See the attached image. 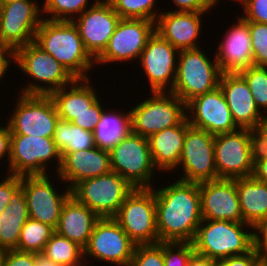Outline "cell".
<instances>
[{"instance_id":"obj_1","label":"cell","mask_w":267,"mask_h":266,"mask_svg":"<svg viewBox=\"0 0 267 266\" xmlns=\"http://www.w3.org/2000/svg\"><path fill=\"white\" fill-rule=\"evenodd\" d=\"M152 187L159 242H192L202 222L199 183L175 180Z\"/></svg>"},{"instance_id":"obj_2","label":"cell","mask_w":267,"mask_h":266,"mask_svg":"<svg viewBox=\"0 0 267 266\" xmlns=\"http://www.w3.org/2000/svg\"><path fill=\"white\" fill-rule=\"evenodd\" d=\"M34 43L52 55L75 79L91 78L90 73L96 67L95 60L85 50L72 21L43 18L35 33Z\"/></svg>"},{"instance_id":"obj_3","label":"cell","mask_w":267,"mask_h":266,"mask_svg":"<svg viewBox=\"0 0 267 266\" xmlns=\"http://www.w3.org/2000/svg\"><path fill=\"white\" fill-rule=\"evenodd\" d=\"M191 243L196 253L219 261L249 252L253 227L244 222L202 219Z\"/></svg>"},{"instance_id":"obj_4","label":"cell","mask_w":267,"mask_h":266,"mask_svg":"<svg viewBox=\"0 0 267 266\" xmlns=\"http://www.w3.org/2000/svg\"><path fill=\"white\" fill-rule=\"evenodd\" d=\"M14 65L28 76V83L19 89L22 94L50 95L75 80L63 65L34 42L14 52Z\"/></svg>"},{"instance_id":"obj_5","label":"cell","mask_w":267,"mask_h":266,"mask_svg":"<svg viewBox=\"0 0 267 266\" xmlns=\"http://www.w3.org/2000/svg\"><path fill=\"white\" fill-rule=\"evenodd\" d=\"M202 46L179 51L177 71L171 93L184 103L219 87L221 70L215 56L211 59Z\"/></svg>"},{"instance_id":"obj_6","label":"cell","mask_w":267,"mask_h":266,"mask_svg":"<svg viewBox=\"0 0 267 266\" xmlns=\"http://www.w3.org/2000/svg\"><path fill=\"white\" fill-rule=\"evenodd\" d=\"M109 154L111 170L118 173L131 186H155L154 180L159 171L154 165L148 138L130 131L109 150Z\"/></svg>"},{"instance_id":"obj_7","label":"cell","mask_w":267,"mask_h":266,"mask_svg":"<svg viewBox=\"0 0 267 266\" xmlns=\"http://www.w3.org/2000/svg\"><path fill=\"white\" fill-rule=\"evenodd\" d=\"M151 94V95H150ZM150 97L130 108L131 131L149 138L152 134L181 124L187 104L171 92H150Z\"/></svg>"},{"instance_id":"obj_8","label":"cell","mask_w":267,"mask_h":266,"mask_svg":"<svg viewBox=\"0 0 267 266\" xmlns=\"http://www.w3.org/2000/svg\"><path fill=\"white\" fill-rule=\"evenodd\" d=\"M53 162L57 163L50 165ZM60 166L61 155L53 137L11 134L10 160L5 173L21 177L49 175L50 168L55 167L56 174Z\"/></svg>"},{"instance_id":"obj_9","label":"cell","mask_w":267,"mask_h":266,"mask_svg":"<svg viewBox=\"0 0 267 266\" xmlns=\"http://www.w3.org/2000/svg\"><path fill=\"white\" fill-rule=\"evenodd\" d=\"M113 218L136 245L159 243L152 188H134Z\"/></svg>"},{"instance_id":"obj_10","label":"cell","mask_w":267,"mask_h":266,"mask_svg":"<svg viewBox=\"0 0 267 266\" xmlns=\"http://www.w3.org/2000/svg\"><path fill=\"white\" fill-rule=\"evenodd\" d=\"M133 190V186L111 170L101 176L80 181L71 189V195L99 218H107L117 214Z\"/></svg>"},{"instance_id":"obj_11","label":"cell","mask_w":267,"mask_h":266,"mask_svg":"<svg viewBox=\"0 0 267 266\" xmlns=\"http://www.w3.org/2000/svg\"><path fill=\"white\" fill-rule=\"evenodd\" d=\"M135 247L136 244L113 217L99 218L84 248V262L86 266H92L95 259L110 266H129Z\"/></svg>"},{"instance_id":"obj_12","label":"cell","mask_w":267,"mask_h":266,"mask_svg":"<svg viewBox=\"0 0 267 266\" xmlns=\"http://www.w3.org/2000/svg\"><path fill=\"white\" fill-rule=\"evenodd\" d=\"M8 124L11 134L53 137L59 119L50 95L18 93Z\"/></svg>"},{"instance_id":"obj_13","label":"cell","mask_w":267,"mask_h":266,"mask_svg":"<svg viewBox=\"0 0 267 266\" xmlns=\"http://www.w3.org/2000/svg\"><path fill=\"white\" fill-rule=\"evenodd\" d=\"M39 4L37 0H19L0 5V45L15 52L34 42L43 19Z\"/></svg>"},{"instance_id":"obj_14","label":"cell","mask_w":267,"mask_h":266,"mask_svg":"<svg viewBox=\"0 0 267 266\" xmlns=\"http://www.w3.org/2000/svg\"><path fill=\"white\" fill-rule=\"evenodd\" d=\"M155 32V22L145 19L121 18L107 48L95 60L96 66L131 63L138 60L148 39ZM129 61V62H128ZM117 62V63H116ZM115 63V64H114Z\"/></svg>"},{"instance_id":"obj_15","label":"cell","mask_w":267,"mask_h":266,"mask_svg":"<svg viewBox=\"0 0 267 266\" xmlns=\"http://www.w3.org/2000/svg\"><path fill=\"white\" fill-rule=\"evenodd\" d=\"M215 136L190 126L186 131L183 151L175 170L179 180L201 183L218 179L214 157ZM180 177V178H179Z\"/></svg>"},{"instance_id":"obj_16","label":"cell","mask_w":267,"mask_h":266,"mask_svg":"<svg viewBox=\"0 0 267 266\" xmlns=\"http://www.w3.org/2000/svg\"><path fill=\"white\" fill-rule=\"evenodd\" d=\"M51 174L53 173L22 176L21 187L27 200L29 218L48 224L55 229L62 207L71 196V189L63 186L62 191L58 192L59 188L55 187L54 180H52L54 177Z\"/></svg>"},{"instance_id":"obj_17","label":"cell","mask_w":267,"mask_h":266,"mask_svg":"<svg viewBox=\"0 0 267 266\" xmlns=\"http://www.w3.org/2000/svg\"><path fill=\"white\" fill-rule=\"evenodd\" d=\"M179 51L156 31L148 39L139 58V65L150 85L149 92H171L177 71Z\"/></svg>"},{"instance_id":"obj_18","label":"cell","mask_w":267,"mask_h":266,"mask_svg":"<svg viewBox=\"0 0 267 266\" xmlns=\"http://www.w3.org/2000/svg\"><path fill=\"white\" fill-rule=\"evenodd\" d=\"M214 157L218 179L252 177L249 129L216 135Z\"/></svg>"},{"instance_id":"obj_19","label":"cell","mask_w":267,"mask_h":266,"mask_svg":"<svg viewBox=\"0 0 267 266\" xmlns=\"http://www.w3.org/2000/svg\"><path fill=\"white\" fill-rule=\"evenodd\" d=\"M121 17L108 0H98L72 20L85 50L96 60L107 48Z\"/></svg>"},{"instance_id":"obj_20","label":"cell","mask_w":267,"mask_h":266,"mask_svg":"<svg viewBox=\"0 0 267 266\" xmlns=\"http://www.w3.org/2000/svg\"><path fill=\"white\" fill-rule=\"evenodd\" d=\"M190 126L216 136L239 129L220 87L198 95L187 103Z\"/></svg>"},{"instance_id":"obj_21","label":"cell","mask_w":267,"mask_h":266,"mask_svg":"<svg viewBox=\"0 0 267 266\" xmlns=\"http://www.w3.org/2000/svg\"><path fill=\"white\" fill-rule=\"evenodd\" d=\"M202 219L244 222L236 179H216L199 183Z\"/></svg>"},{"instance_id":"obj_22","label":"cell","mask_w":267,"mask_h":266,"mask_svg":"<svg viewBox=\"0 0 267 266\" xmlns=\"http://www.w3.org/2000/svg\"><path fill=\"white\" fill-rule=\"evenodd\" d=\"M235 18L213 53L222 74L240 73L254 65L249 21L239 15Z\"/></svg>"},{"instance_id":"obj_23","label":"cell","mask_w":267,"mask_h":266,"mask_svg":"<svg viewBox=\"0 0 267 266\" xmlns=\"http://www.w3.org/2000/svg\"><path fill=\"white\" fill-rule=\"evenodd\" d=\"M208 12L163 11L155 22V31L178 51L199 48L205 17Z\"/></svg>"},{"instance_id":"obj_24","label":"cell","mask_w":267,"mask_h":266,"mask_svg":"<svg viewBox=\"0 0 267 266\" xmlns=\"http://www.w3.org/2000/svg\"><path fill=\"white\" fill-rule=\"evenodd\" d=\"M111 171L109 150L97 146L75 152H67L61 157V166L56 172V180L72 189L77 183ZM66 184V185H65ZM68 184V185H67Z\"/></svg>"},{"instance_id":"obj_25","label":"cell","mask_w":267,"mask_h":266,"mask_svg":"<svg viewBox=\"0 0 267 266\" xmlns=\"http://www.w3.org/2000/svg\"><path fill=\"white\" fill-rule=\"evenodd\" d=\"M219 87L239 128H257L263 114L257 108L249 85L240 73L221 75Z\"/></svg>"},{"instance_id":"obj_26","label":"cell","mask_w":267,"mask_h":266,"mask_svg":"<svg viewBox=\"0 0 267 266\" xmlns=\"http://www.w3.org/2000/svg\"><path fill=\"white\" fill-rule=\"evenodd\" d=\"M189 127L190 123L186 118L181 124L166 128L148 138L152 159L159 174L174 173L177 169Z\"/></svg>"},{"instance_id":"obj_27","label":"cell","mask_w":267,"mask_h":266,"mask_svg":"<svg viewBox=\"0 0 267 266\" xmlns=\"http://www.w3.org/2000/svg\"><path fill=\"white\" fill-rule=\"evenodd\" d=\"M93 84L90 78L75 79L71 84L50 94L57 108L59 119L72 122L77 116L88 111V108L101 96L97 92L99 90L96 84L95 86Z\"/></svg>"},{"instance_id":"obj_28","label":"cell","mask_w":267,"mask_h":266,"mask_svg":"<svg viewBox=\"0 0 267 266\" xmlns=\"http://www.w3.org/2000/svg\"><path fill=\"white\" fill-rule=\"evenodd\" d=\"M98 219L92 210L71 195L62 207L55 232L84 249Z\"/></svg>"},{"instance_id":"obj_29","label":"cell","mask_w":267,"mask_h":266,"mask_svg":"<svg viewBox=\"0 0 267 266\" xmlns=\"http://www.w3.org/2000/svg\"><path fill=\"white\" fill-rule=\"evenodd\" d=\"M28 218L27 200L20 186L0 215V249L11 250L18 247L21 230Z\"/></svg>"},{"instance_id":"obj_30","label":"cell","mask_w":267,"mask_h":266,"mask_svg":"<svg viewBox=\"0 0 267 266\" xmlns=\"http://www.w3.org/2000/svg\"><path fill=\"white\" fill-rule=\"evenodd\" d=\"M236 189L243 221L254 227L267 217V183L253 177L237 178Z\"/></svg>"},{"instance_id":"obj_31","label":"cell","mask_w":267,"mask_h":266,"mask_svg":"<svg viewBox=\"0 0 267 266\" xmlns=\"http://www.w3.org/2000/svg\"><path fill=\"white\" fill-rule=\"evenodd\" d=\"M114 111L106 108L95 127L94 140L97 147L110 150L131 131L130 110Z\"/></svg>"},{"instance_id":"obj_32","label":"cell","mask_w":267,"mask_h":266,"mask_svg":"<svg viewBox=\"0 0 267 266\" xmlns=\"http://www.w3.org/2000/svg\"><path fill=\"white\" fill-rule=\"evenodd\" d=\"M53 141L61 157L67 152L87 150L96 146L94 132L61 119L55 124Z\"/></svg>"},{"instance_id":"obj_33","label":"cell","mask_w":267,"mask_h":266,"mask_svg":"<svg viewBox=\"0 0 267 266\" xmlns=\"http://www.w3.org/2000/svg\"><path fill=\"white\" fill-rule=\"evenodd\" d=\"M42 253L63 266H86L84 249L56 232L52 234Z\"/></svg>"},{"instance_id":"obj_34","label":"cell","mask_w":267,"mask_h":266,"mask_svg":"<svg viewBox=\"0 0 267 266\" xmlns=\"http://www.w3.org/2000/svg\"><path fill=\"white\" fill-rule=\"evenodd\" d=\"M55 229L48 224L28 218L20 233L17 250L31 253L43 252Z\"/></svg>"},{"instance_id":"obj_35","label":"cell","mask_w":267,"mask_h":266,"mask_svg":"<svg viewBox=\"0 0 267 266\" xmlns=\"http://www.w3.org/2000/svg\"><path fill=\"white\" fill-rule=\"evenodd\" d=\"M42 1H44L42 4L43 5L42 16L44 19L54 20V21H72L73 19L81 15L86 9L93 6L98 0H90V1L89 0H42Z\"/></svg>"},{"instance_id":"obj_36","label":"cell","mask_w":267,"mask_h":266,"mask_svg":"<svg viewBox=\"0 0 267 266\" xmlns=\"http://www.w3.org/2000/svg\"><path fill=\"white\" fill-rule=\"evenodd\" d=\"M121 18L145 19L156 22L162 12L157 10L159 0H108Z\"/></svg>"},{"instance_id":"obj_37","label":"cell","mask_w":267,"mask_h":266,"mask_svg":"<svg viewBox=\"0 0 267 266\" xmlns=\"http://www.w3.org/2000/svg\"><path fill=\"white\" fill-rule=\"evenodd\" d=\"M249 85L255 104L262 114L267 113V67L252 65L241 71Z\"/></svg>"},{"instance_id":"obj_38","label":"cell","mask_w":267,"mask_h":266,"mask_svg":"<svg viewBox=\"0 0 267 266\" xmlns=\"http://www.w3.org/2000/svg\"><path fill=\"white\" fill-rule=\"evenodd\" d=\"M254 65L267 67V24L249 21Z\"/></svg>"},{"instance_id":"obj_39","label":"cell","mask_w":267,"mask_h":266,"mask_svg":"<svg viewBox=\"0 0 267 266\" xmlns=\"http://www.w3.org/2000/svg\"><path fill=\"white\" fill-rule=\"evenodd\" d=\"M129 266H165L163 259V242L136 245Z\"/></svg>"},{"instance_id":"obj_40","label":"cell","mask_w":267,"mask_h":266,"mask_svg":"<svg viewBox=\"0 0 267 266\" xmlns=\"http://www.w3.org/2000/svg\"><path fill=\"white\" fill-rule=\"evenodd\" d=\"M194 252L191 242H163L164 265L187 266Z\"/></svg>"},{"instance_id":"obj_41","label":"cell","mask_w":267,"mask_h":266,"mask_svg":"<svg viewBox=\"0 0 267 266\" xmlns=\"http://www.w3.org/2000/svg\"><path fill=\"white\" fill-rule=\"evenodd\" d=\"M101 99L102 98H99L93 105L88 108L87 112L77 116L71 123L79 126L82 129L94 132L96 125L100 121L101 116L106 109L104 104L101 105Z\"/></svg>"},{"instance_id":"obj_42","label":"cell","mask_w":267,"mask_h":266,"mask_svg":"<svg viewBox=\"0 0 267 266\" xmlns=\"http://www.w3.org/2000/svg\"><path fill=\"white\" fill-rule=\"evenodd\" d=\"M241 6L244 20L267 24V0H244Z\"/></svg>"},{"instance_id":"obj_43","label":"cell","mask_w":267,"mask_h":266,"mask_svg":"<svg viewBox=\"0 0 267 266\" xmlns=\"http://www.w3.org/2000/svg\"><path fill=\"white\" fill-rule=\"evenodd\" d=\"M251 161L253 165L267 158V136L257 128L249 129Z\"/></svg>"},{"instance_id":"obj_44","label":"cell","mask_w":267,"mask_h":266,"mask_svg":"<svg viewBox=\"0 0 267 266\" xmlns=\"http://www.w3.org/2000/svg\"><path fill=\"white\" fill-rule=\"evenodd\" d=\"M2 179V180H1ZM21 186V176L7 174L0 178V215L9 204L12 194Z\"/></svg>"},{"instance_id":"obj_45","label":"cell","mask_w":267,"mask_h":266,"mask_svg":"<svg viewBox=\"0 0 267 266\" xmlns=\"http://www.w3.org/2000/svg\"><path fill=\"white\" fill-rule=\"evenodd\" d=\"M3 266H35V253L6 250Z\"/></svg>"},{"instance_id":"obj_46","label":"cell","mask_w":267,"mask_h":266,"mask_svg":"<svg viewBox=\"0 0 267 266\" xmlns=\"http://www.w3.org/2000/svg\"><path fill=\"white\" fill-rule=\"evenodd\" d=\"M175 5L169 9L174 12H210L211 7L207 0H171ZM177 7V8H176ZM172 9V10H171Z\"/></svg>"},{"instance_id":"obj_47","label":"cell","mask_w":267,"mask_h":266,"mask_svg":"<svg viewBox=\"0 0 267 266\" xmlns=\"http://www.w3.org/2000/svg\"><path fill=\"white\" fill-rule=\"evenodd\" d=\"M216 266H257V252L252 248L247 253L219 260Z\"/></svg>"},{"instance_id":"obj_48","label":"cell","mask_w":267,"mask_h":266,"mask_svg":"<svg viewBox=\"0 0 267 266\" xmlns=\"http://www.w3.org/2000/svg\"><path fill=\"white\" fill-rule=\"evenodd\" d=\"M253 249L267 251V217L253 227Z\"/></svg>"},{"instance_id":"obj_49","label":"cell","mask_w":267,"mask_h":266,"mask_svg":"<svg viewBox=\"0 0 267 266\" xmlns=\"http://www.w3.org/2000/svg\"><path fill=\"white\" fill-rule=\"evenodd\" d=\"M10 146H11V130L6 123L5 126L3 124H0V162L1 160L9 166V160H10ZM6 157V158H5ZM5 159V160H3Z\"/></svg>"},{"instance_id":"obj_50","label":"cell","mask_w":267,"mask_h":266,"mask_svg":"<svg viewBox=\"0 0 267 266\" xmlns=\"http://www.w3.org/2000/svg\"><path fill=\"white\" fill-rule=\"evenodd\" d=\"M12 64V65H11ZM14 64V52L6 46L0 45V84L2 79L6 78L9 71L11 69V66ZM6 76V77H4Z\"/></svg>"},{"instance_id":"obj_51","label":"cell","mask_w":267,"mask_h":266,"mask_svg":"<svg viewBox=\"0 0 267 266\" xmlns=\"http://www.w3.org/2000/svg\"><path fill=\"white\" fill-rule=\"evenodd\" d=\"M252 177L259 182L267 183V158L253 165Z\"/></svg>"},{"instance_id":"obj_52","label":"cell","mask_w":267,"mask_h":266,"mask_svg":"<svg viewBox=\"0 0 267 266\" xmlns=\"http://www.w3.org/2000/svg\"><path fill=\"white\" fill-rule=\"evenodd\" d=\"M216 264V260L194 252L190 257L187 266H216Z\"/></svg>"},{"instance_id":"obj_53","label":"cell","mask_w":267,"mask_h":266,"mask_svg":"<svg viewBox=\"0 0 267 266\" xmlns=\"http://www.w3.org/2000/svg\"><path fill=\"white\" fill-rule=\"evenodd\" d=\"M35 266H63L61 264L53 262L45 254L35 253Z\"/></svg>"},{"instance_id":"obj_54","label":"cell","mask_w":267,"mask_h":266,"mask_svg":"<svg viewBox=\"0 0 267 266\" xmlns=\"http://www.w3.org/2000/svg\"><path fill=\"white\" fill-rule=\"evenodd\" d=\"M257 252V266H267V251Z\"/></svg>"},{"instance_id":"obj_55","label":"cell","mask_w":267,"mask_h":266,"mask_svg":"<svg viewBox=\"0 0 267 266\" xmlns=\"http://www.w3.org/2000/svg\"><path fill=\"white\" fill-rule=\"evenodd\" d=\"M258 128L263 131L267 136V113L263 114Z\"/></svg>"},{"instance_id":"obj_56","label":"cell","mask_w":267,"mask_h":266,"mask_svg":"<svg viewBox=\"0 0 267 266\" xmlns=\"http://www.w3.org/2000/svg\"><path fill=\"white\" fill-rule=\"evenodd\" d=\"M208 1V3H209V5H210V7H211V9H213L214 7H216L217 6V4H219V2H221L220 0H207ZM228 1V0H227ZM230 1V0H229ZM233 3L235 2V3H237L238 2V4H240V5H242L243 4V2H244V0H231ZM213 7V8H212Z\"/></svg>"},{"instance_id":"obj_57","label":"cell","mask_w":267,"mask_h":266,"mask_svg":"<svg viewBox=\"0 0 267 266\" xmlns=\"http://www.w3.org/2000/svg\"><path fill=\"white\" fill-rule=\"evenodd\" d=\"M6 250L0 249V266H3Z\"/></svg>"},{"instance_id":"obj_58","label":"cell","mask_w":267,"mask_h":266,"mask_svg":"<svg viewBox=\"0 0 267 266\" xmlns=\"http://www.w3.org/2000/svg\"><path fill=\"white\" fill-rule=\"evenodd\" d=\"M14 1H19V0H0V5L7 4V3H10V2H14Z\"/></svg>"}]
</instances>
